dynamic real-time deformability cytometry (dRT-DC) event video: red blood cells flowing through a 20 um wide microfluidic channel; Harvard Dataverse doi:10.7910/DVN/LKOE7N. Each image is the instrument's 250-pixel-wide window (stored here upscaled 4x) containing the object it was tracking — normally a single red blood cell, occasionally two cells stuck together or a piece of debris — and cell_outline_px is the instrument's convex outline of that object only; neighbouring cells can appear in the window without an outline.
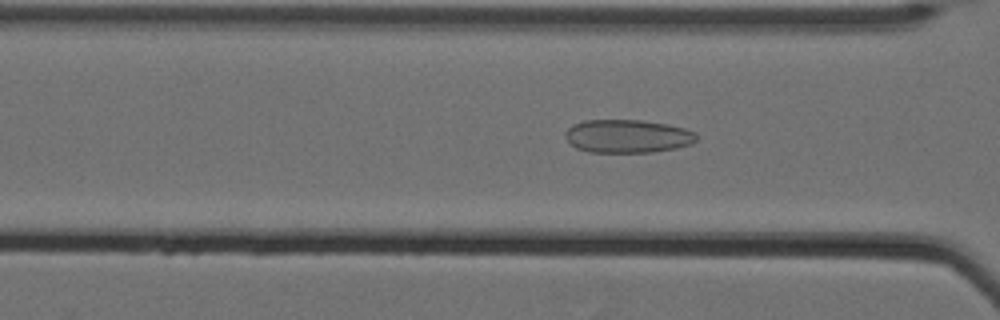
{"species": "Egyptian fruit bat (a non-hibernating species)", "species_latin": "Rousettus aegyptiacus", "temperature_condition": "cold", "stored_images_in_passage": 43, "camera_frame_rate_fps": 3000, "um_per_image_px": 0.085, "animal": {"sex": "female"}, "frame": {"image": 1, "passage_image": 15, "time_ms": 4.667, "image_size_px": [1000, 320], "cell_outline_px": [[696, 140], [692, 144], [676, 148], [652, 152], [588, 152], [576, 148], [564, 136], [564, 132], [572, 124], [584, 120], [640, 120], [668, 124], [684, 128], [696, 132]], "centroid_in_image_um": [53.33, 11.57], "position_along_channel_um": 113.3, "area_um2": 25.55}}
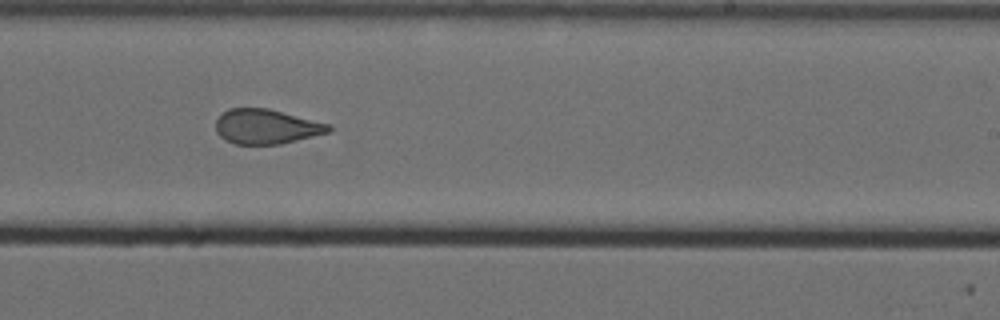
{"frame": {"image": 2, "passage_image": 28, "time_ms": 9.0, "image_size_px": [1000, 320], "cell_outline_px": [[332, 128], [328, 132], [280, 144], [236, 144], [224, 140], [216, 132], [216, 120], [228, 108], [268, 108], [328, 124]], "centroid_in_image_um": [22.58, 10.76], "position_along_channel_um": 266.4, "area_um2": 22.54}}
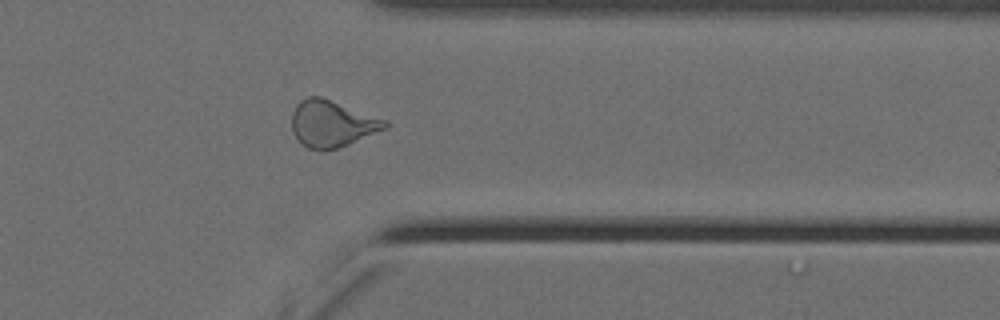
{"frame": {"image": 3, "passage_image": 38, "time_ms": 12.333, "image_size_px": [1000, 320], "cell_outline_px": [[388, 128], [348, 144], [324, 152], [320, 152], [308, 148], [292, 132], [292, 112], [296, 104], [300, 100], [308, 96], [320, 96], [388, 120]], "centroid_in_image_um": [28.22, 10.51], "position_along_channel_um": 383.2, "area_um2": 25.43}, "authors_computed_cell_mechanics": {"area_um2": 24.7384, "velocity_mm_per_s": 3.5194, "shape_relaxation_time_tau1_ms": null, "shape_relaxation_time_tau2_ms": 1.6489, "deformation_change_tau1": null, "deformation_change_tau2": 0.091}}